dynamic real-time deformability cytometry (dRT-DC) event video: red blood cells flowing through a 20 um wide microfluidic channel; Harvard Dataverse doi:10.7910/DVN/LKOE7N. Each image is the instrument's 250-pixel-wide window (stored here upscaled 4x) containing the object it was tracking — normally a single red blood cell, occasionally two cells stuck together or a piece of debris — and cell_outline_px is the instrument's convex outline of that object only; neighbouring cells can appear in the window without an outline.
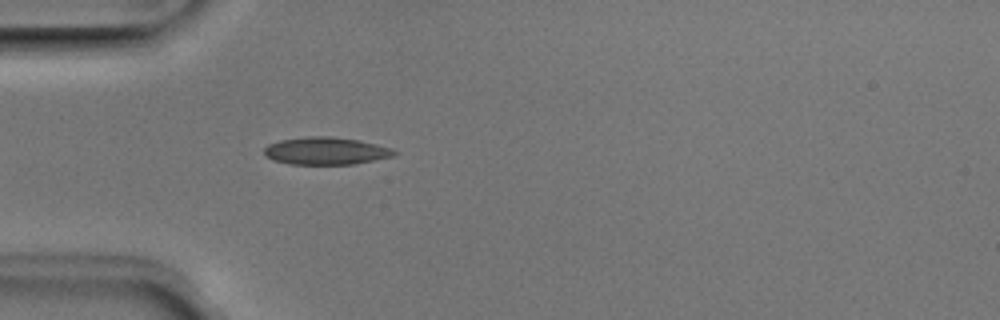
{"species": "Egyptian fruit bat (a non-hibernating species)", "species_latin": "Rousettus aegyptiacus", "temperature_condition": "room temperature", "stored_images_in_passage": 41, "camera_frame_rate_fps": 3000, "um_per_image_px": 0.085, "animal": {"sex": "male"}, "frame": {"image": 1, "passage_image": 5, "time_ms": 1.333, "image_size_px": [1000, 320], "cell_outline_px": [[400, 152], [392, 156], [352, 164], [292, 164], [272, 160], [264, 156], [264, 148], [268, 144], [280, 140], [308, 136], [332, 136], [360, 140], [392, 148]], "centroid_in_image_um": [27.68, 12.82], "position_along_channel_um": 57.3, "area_um2": 20.87}}
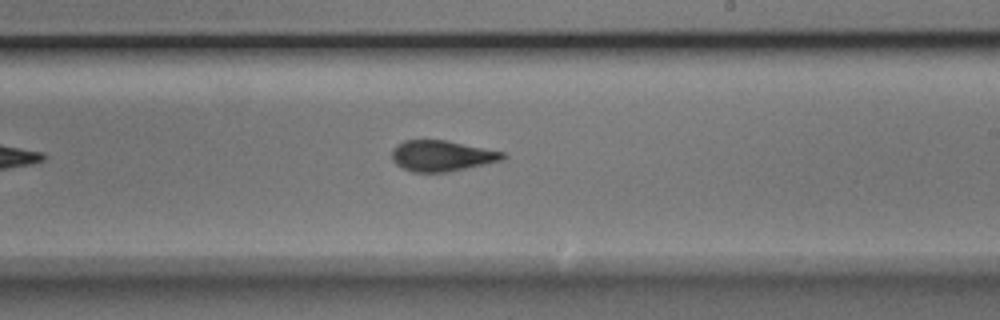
{"frame": {"image": 2, "passage_image": 20, "time_ms": 6.333, "image_size_px": [1000, 320], "cell_outline_px": [[508, 156], [504, 160], [448, 172], [412, 172], [396, 164], [392, 160], [392, 152], [396, 144], [404, 140], [448, 140], [504, 152]], "centroid_in_image_um": [37.58, 13.24], "position_along_channel_um": 251.4, "area_um2": 20.06}}
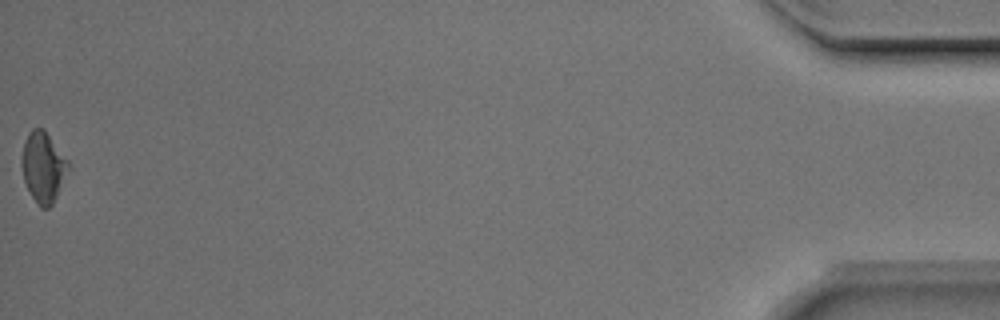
{"frame": {"image": 3, "passage_image": 41, "time_ms": 13.333, "image_size_px": [1000, 320], "cell_outline_px": [[72, 168], [52, 204], [48, 208], [40, 208], [32, 196], [24, 180], [20, 160], [24, 140], [28, 132], [32, 128], [44, 128], [68, 160]], "centroid_in_image_um": [3.69, 14.18], "position_along_channel_um": 431.5, "area_um2": 19.48}, "authors_computed_cell_mechanics": {"area_um2": 19.8832, "velocity_mm_per_s": 3.9774, "shape_relaxation_time_tau1_ms": 2.9001, "shape_relaxation_time_tau2_ms": 1.9832, "deformation_change_tau1": 0.1204, "deformation_change_tau2": 0.0807}}